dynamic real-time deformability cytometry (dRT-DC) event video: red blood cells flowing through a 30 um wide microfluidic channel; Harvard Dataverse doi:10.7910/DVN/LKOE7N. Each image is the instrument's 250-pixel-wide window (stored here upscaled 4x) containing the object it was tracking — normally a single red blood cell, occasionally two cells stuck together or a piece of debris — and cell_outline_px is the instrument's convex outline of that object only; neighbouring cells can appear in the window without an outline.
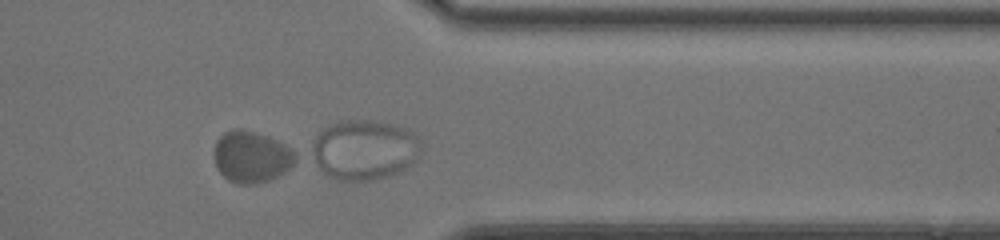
{"species": "common noctule bat (a hibernating species)", "species_latin": "Nyctalus noctula", "temperature_condition": "room temperature", "stored_images_in_passage": 42, "camera_frame_rate_fps": 3000, "um_per_image_px": 0.085, "animal": {"sex": "female", "body_mass_g": 20.0, "forearm_length_mm": 54.0}, "frame": {"image": 1, "passage_image": 33, "time_ms": 10.667, "image_size_px": [1000, 240], "cell_outline_px": [[300, 160], [284, 172], [268, 180], [256, 184], [236, 184], [228, 180], [216, 168], [212, 156], [212, 152], [216, 140], [224, 132], [236, 128], [240, 128], [268, 136], [284, 144], [300, 156]], "centroid_in_image_um": [21.36, 13.33], "position_along_channel_um": 390.0, "area_um2": 24.91}, "authors_computed_cell_mechanics": {"area_um2": 23.7847, "velocity_mm_per_s": 3.8018, "shape_relaxation_time_tau1_ms": 1.743, "shape_relaxation_time_tau2_ms": null, "deformation_change_tau1": 0.0636, "deformation_change_tau2": null}}